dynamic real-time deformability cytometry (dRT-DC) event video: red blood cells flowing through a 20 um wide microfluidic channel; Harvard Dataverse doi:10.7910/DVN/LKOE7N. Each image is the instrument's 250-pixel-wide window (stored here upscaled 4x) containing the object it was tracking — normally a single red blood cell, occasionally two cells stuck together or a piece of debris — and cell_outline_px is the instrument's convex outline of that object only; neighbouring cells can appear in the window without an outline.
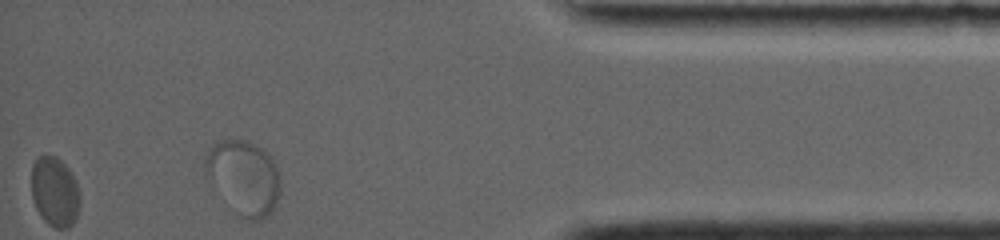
{"species": "common noctule bat (a hibernating species)", "species_latin": "Nyctalus noctula", "temperature_condition": "room temperature", "stored_images_in_passage": 40, "segment_of_instrument_passage": [2, 2], "camera_frame_rate_fps": 4000, "um_per_image_px": 0.085, "animal": {"sex": "female", "body_mass_g": 19.0, "forearm_length_mm": 56.7}, "frame": {"image": 1, "passage_image": 40, "time_ms": 11.5, "image_size_px": [1000, 240], "cell_outline_px": [[280, 192], [276, 204], [260, 220], [248, 220], [240, 216], [208, 172], [204, 164], [204, 152], [212, 144], [220, 140], [248, 140], [260, 148], [276, 164], [280, 180]], "centroid_in_image_um": [20.76, 15.01], "position_along_channel_um": 414.4, "area_um2": 31.04}}